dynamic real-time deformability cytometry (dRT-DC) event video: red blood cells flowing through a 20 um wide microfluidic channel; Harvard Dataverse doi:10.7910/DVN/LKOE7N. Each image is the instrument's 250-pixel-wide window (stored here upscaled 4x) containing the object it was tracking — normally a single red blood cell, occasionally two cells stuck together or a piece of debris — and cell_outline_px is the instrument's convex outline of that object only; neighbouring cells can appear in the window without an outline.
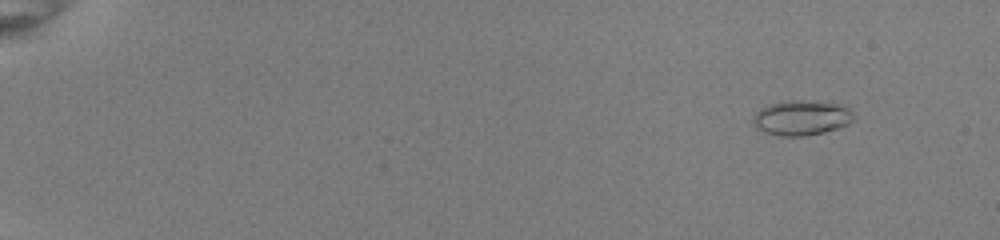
{"species": "common noctule bat (a hibernating species)", "species_latin": "Nyctalus noctula", "temperature_condition": "room temperature", "stored_images_in_passage": 54, "camera_frame_rate_fps": 3000, "um_per_image_px": 0.085, "animal": {"sex": "female", "body_mass_g": 22.0, "forearm_length_mm": 56.7}, "frame": {"image": 1, "passage_image": 6, "time_ms": 1.667, "image_size_px": [1000, 240], "cell_outline_px": [[856, 120], [848, 124], [824, 132], [804, 136], [780, 136], [768, 132], [760, 128], [752, 120], [756, 112], [760, 108], [772, 104], [788, 100], [800, 100], [840, 104], [848, 108], [856, 116]], "centroid_in_image_um": [68.19, 10.0], "position_along_channel_um": 16.8, "area_um2": 20.23}}
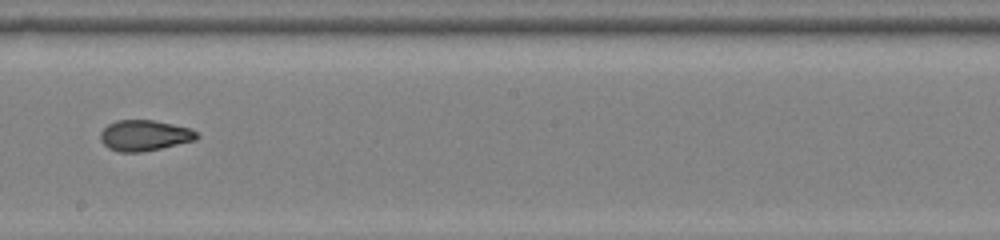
{"frame": {"image": 2, "passage_image": 34, "time_ms": 11.0, "image_size_px": [1000, 240], "cell_outline_px": [[200, 136], [196, 140], [160, 148], [140, 152], [120, 152], [108, 148], [100, 140], [100, 132], [108, 124], [116, 120], [152, 120], [192, 128]], "centroid_in_image_um": [12.28, 11.51], "position_along_channel_um": 235.9, "area_um2": 17.28}}
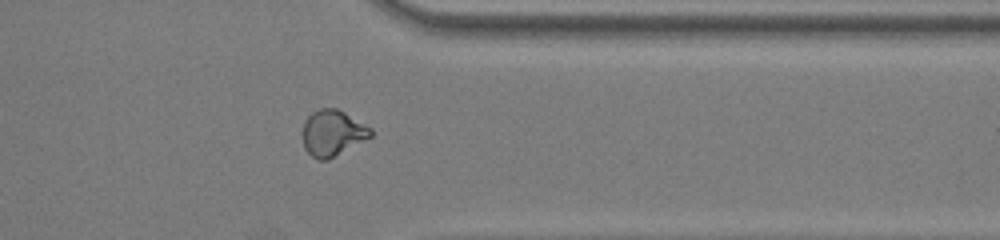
{"frame": {"image": 3, "passage_image": 45, "time_ms": 14.667, "image_size_px": [1000, 240], "cell_outline_px": [[372, 136], [328, 160], [320, 160], [312, 156], [304, 148], [304, 120], [312, 112], [320, 108], [336, 108], [344, 112], [372, 128]], "centroid_in_image_um": [28.28, 11.3], "position_along_channel_um": 383.1, "area_um2": 18.03}, "authors_computed_cell_mechanics": {"area_um2": 18.2937, "velocity_mm_per_s": 4.0505, "shape_relaxation_time_tau1_ms": null, "shape_relaxation_time_tau2_ms": 1.5729, "deformation_change_tau1": null, "deformation_change_tau2": 0.0644}}